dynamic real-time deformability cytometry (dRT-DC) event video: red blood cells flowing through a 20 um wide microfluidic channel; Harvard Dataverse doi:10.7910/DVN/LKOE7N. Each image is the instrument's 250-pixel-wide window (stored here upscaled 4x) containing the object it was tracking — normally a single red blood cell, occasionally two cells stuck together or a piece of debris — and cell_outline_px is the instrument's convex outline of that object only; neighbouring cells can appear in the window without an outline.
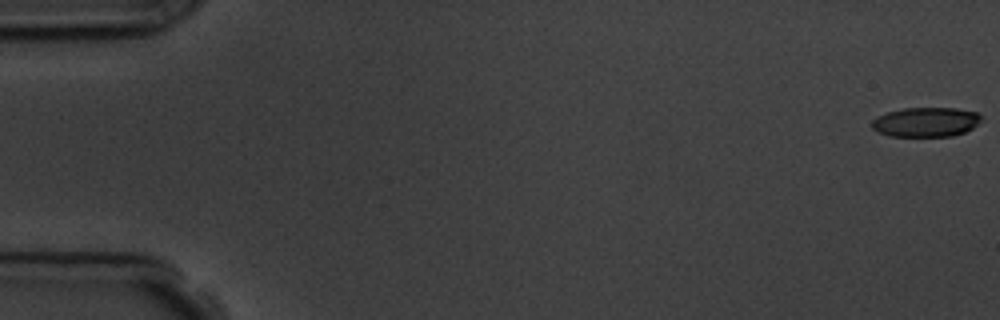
{"species": "common noctule bat (a hibernating species)", "species_latin": "Nyctalus noctula", "temperature_condition": "room temperature", "stored_images_in_passage": 11, "camera_frame_rate_fps": 3000, "um_per_image_px": 0.085, "animal": {"sex": "male", "body_mass_g": 19.5, "forearm_length_mm": 54.6}, "frame": {"image": 1, "passage_image": 1, "time_ms": 0.0, "image_size_px": [1000, 320], "cell_outline_px": [[984, 116], [972, 128], [964, 132], [952, 136], [888, 136], [876, 132], [872, 128], [872, 120], [876, 116], [888, 112], [904, 108], [956, 108], [976, 112]], "centroid_in_image_um": [78.67, 10.37], "position_along_channel_um": 6.3, "area_um2": 18.9}}